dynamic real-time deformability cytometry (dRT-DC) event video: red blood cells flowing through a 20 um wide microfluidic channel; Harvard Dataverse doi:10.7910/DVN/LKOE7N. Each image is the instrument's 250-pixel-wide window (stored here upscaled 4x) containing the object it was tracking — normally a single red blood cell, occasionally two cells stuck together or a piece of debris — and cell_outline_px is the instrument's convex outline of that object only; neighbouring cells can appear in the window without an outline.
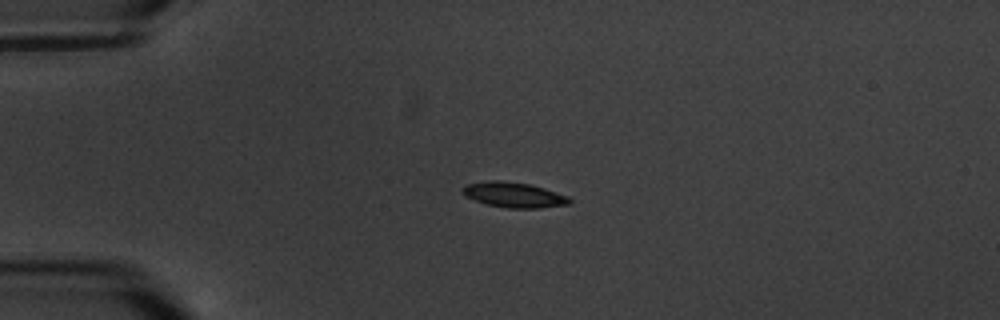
{"species": "common noctule bat (a hibernating species)", "species_latin": "Nyctalus noctula", "temperature_condition": "warm", "stored_images_in_passage": 6, "camera_frame_rate_fps": 3000, "um_per_image_px": 0.085, "animal": {"sex": "male", "body_mass_g": 20.1, "forearm_length_mm": 53.5}, "frame": {"image": 1, "passage_image": 4, "time_ms": 3.333, "image_size_px": [1000, 320], "cell_outline_px": [[572, 204], [540, 208], [508, 208], [488, 204], [464, 196], [460, 192], [460, 188], [468, 184], [488, 180], [496, 180], [532, 184], [568, 196], [572, 200]], "centroid_in_image_um": [43.69, 16.56], "position_along_channel_um": 41.3, "area_um2": 15.84}}